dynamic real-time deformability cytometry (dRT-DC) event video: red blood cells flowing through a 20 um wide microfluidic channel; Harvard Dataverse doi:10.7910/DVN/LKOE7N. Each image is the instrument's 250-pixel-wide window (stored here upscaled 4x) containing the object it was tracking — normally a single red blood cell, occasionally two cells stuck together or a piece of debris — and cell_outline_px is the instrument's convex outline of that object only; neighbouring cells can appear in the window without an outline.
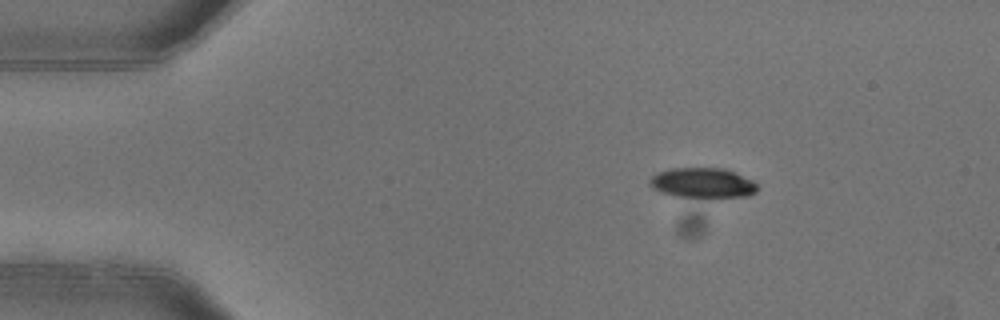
{"species": "common noctule bat (a hibernating species)", "species_latin": "Nyctalus noctula", "temperature_condition": "warm", "stored_images_in_passage": 5, "camera_frame_rate_fps": 3000, "um_per_image_px": 0.085, "animal": {"sex": "female"}, "frame": {"image": 1, "passage_image": 1, "time_ms": 0.0, "image_size_px": [1000, 320], "cell_outline_px": [[756, 192], [748, 196], [672, 196], [660, 192], [652, 188], [648, 184], [648, 180], [656, 172], [672, 168], [724, 168], [736, 172], [752, 180], [756, 184]], "centroid_in_image_um": [59.66, 15.52], "position_along_channel_um": 25.3, "area_um2": 18.73}}
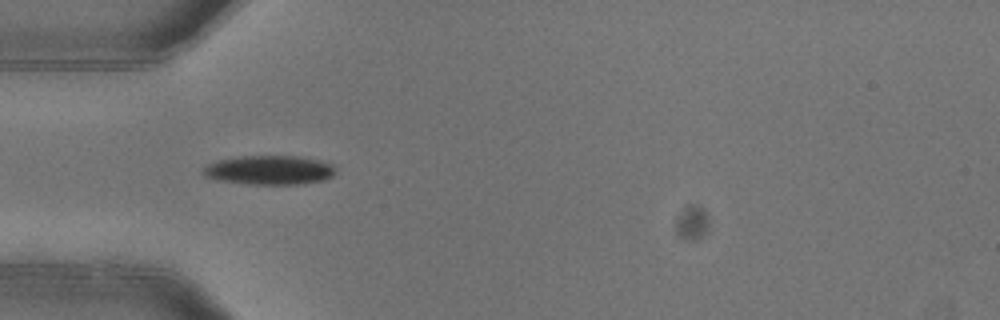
{"frame": {"image": 2, "passage_image": 3, "time_ms": 0.667, "image_size_px": [1000, 320], "cell_outline_px": [[336, 172], [332, 176], [324, 180], [300, 184], [248, 184], [216, 180], [208, 176], [204, 172], [204, 168], [208, 164], [220, 160], [244, 156], [300, 156], [320, 160], [332, 164], [336, 168]], "centroid_in_image_um": [22.97, 14.46], "position_along_channel_um": 62.0, "area_um2": 22.37}}